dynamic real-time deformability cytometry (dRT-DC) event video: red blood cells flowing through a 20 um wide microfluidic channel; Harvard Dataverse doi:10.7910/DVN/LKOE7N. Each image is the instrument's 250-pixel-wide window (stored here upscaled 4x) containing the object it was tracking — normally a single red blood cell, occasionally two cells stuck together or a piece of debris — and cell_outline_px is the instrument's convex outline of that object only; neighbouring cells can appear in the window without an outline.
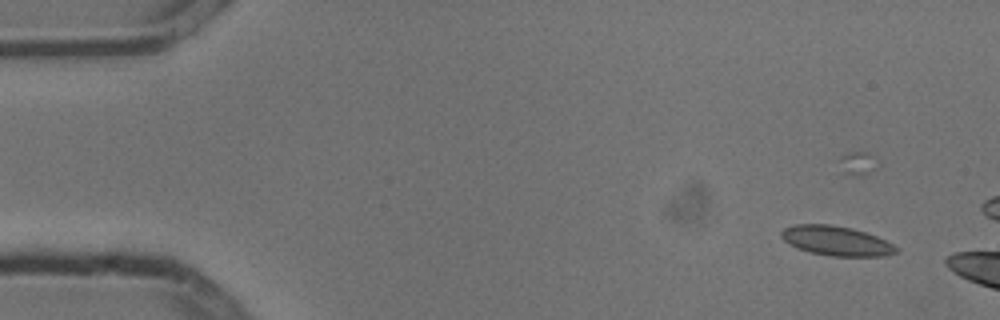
{"species": "common noctule bat (a hibernating species)", "species_latin": "Nyctalus noctula", "temperature_condition": "cold", "stored_images_in_passage": 6, "camera_frame_rate_fps": 3000, "um_per_image_px": 0.085, "animal": {"sex": "male", "body_mass_g": 13.3}, "frame": {"image": 1, "passage_image": 2, "time_ms": 0.333, "image_size_px": [1000, 320], "cell_outline_px": [[896, 252], [884, 256], [828, 256], [796, 248], [788, 244], [780, 236], [780, 232], [784, 228], [792, 224], [828, 224], [852, 228], [876, 236], [892, 244], [896, 248]], "centroid_in_image_um": [71.01, 20.46], "position_along_channel_um": 14.0, "area_um2": 19.71}}